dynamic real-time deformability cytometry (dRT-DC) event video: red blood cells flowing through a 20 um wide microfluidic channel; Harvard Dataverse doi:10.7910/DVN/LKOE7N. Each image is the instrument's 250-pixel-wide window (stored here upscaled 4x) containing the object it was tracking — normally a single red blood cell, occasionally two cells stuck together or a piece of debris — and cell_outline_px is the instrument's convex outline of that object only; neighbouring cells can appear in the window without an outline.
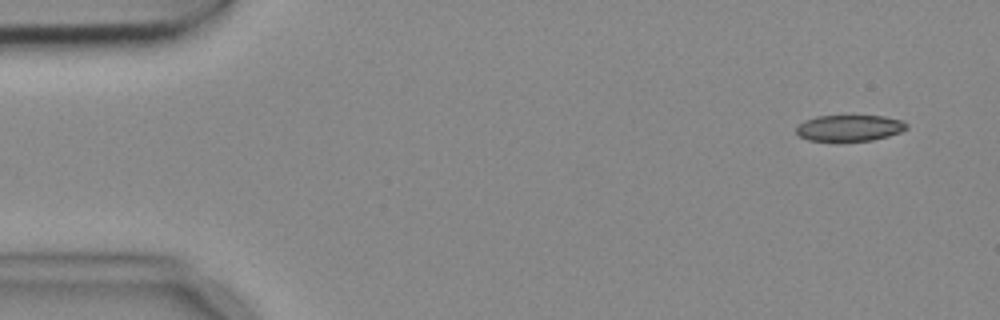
{"species": "common noctule bat (a hibernating species)", "species_latin": "Nyctalus noctula", "temperature_condition": "cold", "stored_images_in_passage": 5, "camera_frame_rate_fps": 3000, "um_per_image_px": 0.085, "animal": {"sex": "female", "body_mass_g": 18.4}, "frame": {"image": 1, "passage_image": 1, "time_ms": 0.0, "image_size_px": [1000, 320], "cell_outline_px": [[908, 128], [900, 132], [888, 136], [872, 140], [808, 140], [800, 136], [796, 132], [796, 124], [804, 120], [816, 116], [884, 116], [904, 120], [908, 124]], "centroid_in_image_um": [72.21, 10.86], "position_along_channel_um": 12.8, "area_um2": 16.82}}
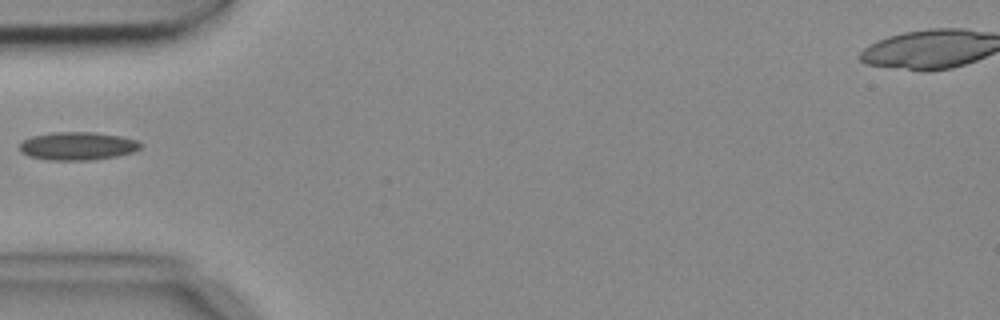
{"frame": {"image": 2, "passage_image": 5, "time_ms": 1.333, "image_size_px": [1000, 320], "cell_outline_px": [[140, 148], [132, 152], [116, 156], [92, 160], [48, 160], [28, 156], [20, 152], [20, 144], [24, 140], [32, 136], [52, 132], [96, 132], [120, 136], [140, 140]], "centroid_in_image_um": [6.59, 12.41], "position_along_channel_um": 78.4, "area_um2": 19.88}}